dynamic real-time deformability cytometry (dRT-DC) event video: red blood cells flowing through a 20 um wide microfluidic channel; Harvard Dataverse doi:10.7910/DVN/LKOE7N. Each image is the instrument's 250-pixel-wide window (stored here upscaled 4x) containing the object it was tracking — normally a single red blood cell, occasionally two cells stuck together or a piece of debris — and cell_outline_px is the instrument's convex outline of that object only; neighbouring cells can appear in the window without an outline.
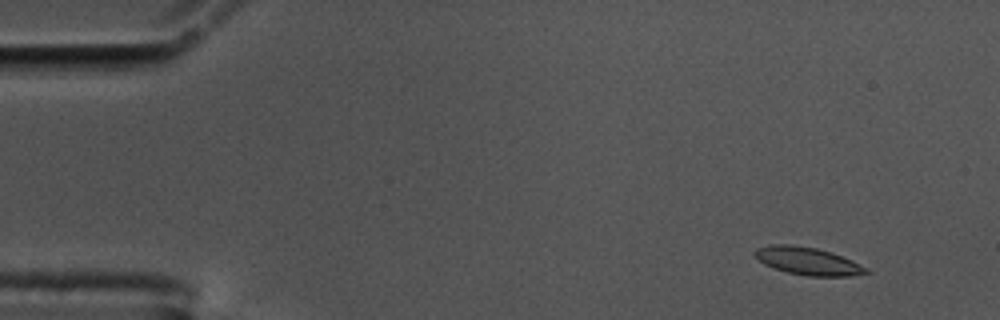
{"species": "common noctule bat (a hibernating species)", "species_latin": "Nyctalus noctula", "temperature_condition": "cold", "stored_images_in_passage": 56, "camera_frame_rate_fps": 3000, "um_per_image_px": 0.085, "animal": {"sex": "male", "body_mass_g": 17.5, "forearm_length_mm": 52.3}, "frame": {"image": 1, "passage_image": 4, "time_ms": 1.0, "image_size_px": [1000, 320], "cell_outline_px": [[868, 272], [852, 276], [808, 276], [788, 272], [772, 268], [764, 264], [752, 252], [756, 248], [772, 244], [788, 244], [816, 248], [852, 260], [868, 268]], "centroid_in_image_um": [68.63, 22.19], "position_along_channel_um": 16.4, "area_um2": 17.74}}
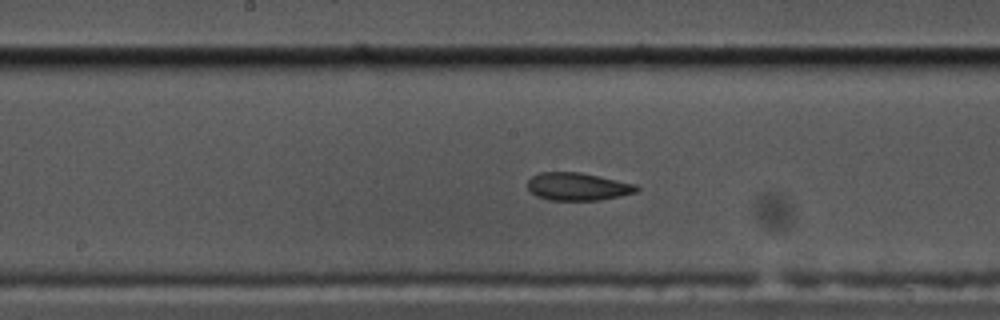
{"frame": {"image": 2, "passage_image": 28, "time_ms": 9.0, "image_size_px": [1000, 320], "cell_outline_px": [[640, 188], [636, 192], [600, 200], [548, 200], [536, 196], [528, 188], [528, 180], [532, 176], [540, 172], [580, 172], [636, 184]], "centroid_in_image_um": [49.09, 15.86], "position_along_channel_um": 199.1, "area_um2": 17.57}}
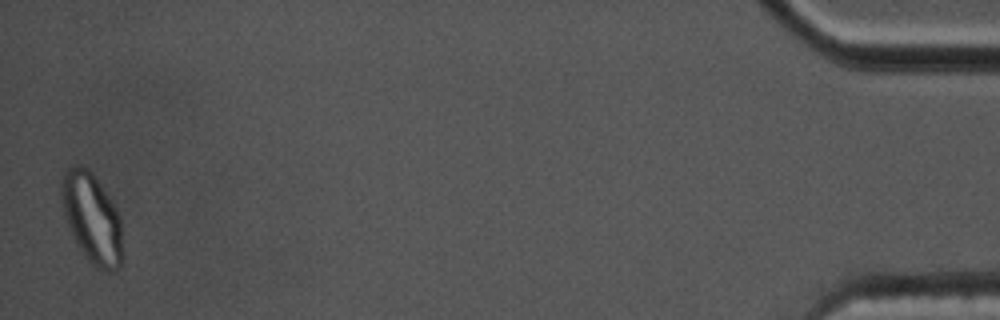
{"frame": {"image": 3, "passage_image": 55, "time_ms": 18.0, "image_size_px": [1000, 320], "cell_outline_px": [[124, 260], [120, 268], [116, 272], [108, 272], [96, 268], [84, 256], [72, 236], [64, 212], [60, 188], [60, 184], [64, 172], [72, 164], [80, 164], [88, 168], [92, 172], [112, 200], [120, 216], [124, 256]], "centroid_in_image_um": [7.85, 18.58], "position_along_channel_um": 427.3, "area_um2": 32.77}, "authors_computed_cell_mechanics": {"area_um2": 18.3515, "velocity_mm_per_s": 3.5519, "shape_relaxation_time_tau1_ms": null, "shape_relaxation_time_tau2_ms": 1.6361, "deformation_change_tau1": null, "deformation_change_tau2": 0.0569}}